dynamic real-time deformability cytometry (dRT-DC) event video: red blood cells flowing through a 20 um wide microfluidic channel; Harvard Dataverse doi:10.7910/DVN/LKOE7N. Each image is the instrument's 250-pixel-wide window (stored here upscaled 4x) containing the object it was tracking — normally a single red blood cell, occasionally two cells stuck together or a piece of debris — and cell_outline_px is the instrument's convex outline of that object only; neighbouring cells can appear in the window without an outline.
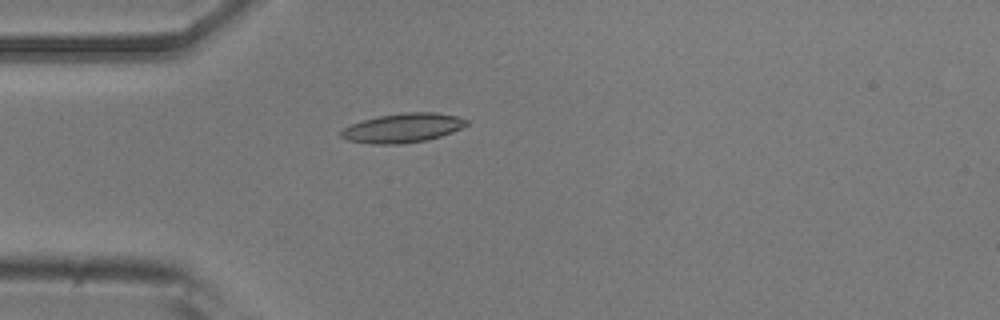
{"species": "common noctule bat (a hibernating species)", "species_latin": "Nyctalus noctula", "temperature_condition": "room temperature", "stored_images_in_passage": 29, "camera_frame_rate_fps": 3000, "um_per_image_px": 0.085, "animal": {"sex": "male", "body_mass_g": 20.5, "forearm_length_mm": 52.5}, "frame": {"image": 1, "passage_image": 1, "time_ms": 0.0, "image_size_px": [1000, 320], "cell_outline_px": [[468, 124], [452, 132], [428, 140], [400, 144], [372, 144], [344, 140], [340, 136], [340, 132], [344, 128], [360, 120], [380, 116], [404, 112], [432, 112], [456, 116], [468, 120]], "centroid_in_image_um": [34.2, 10.88], "position_along_channel_um": 50.8, "area_um2": 21.39}}
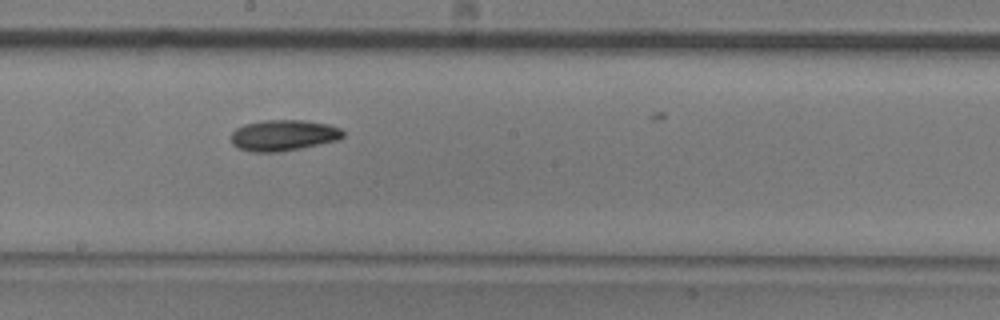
{"frame": {"image": 2, "passage_image": 15, "time_ms": 4.667, "image_size_px": [1000, 320], "cell_outline_px": [[344, 136], [340, 140], [280, 152], [252, 152], [236, 148], [232, 144], [232, 132], [236, 128], [244, 124], [264, 120], [304, 120], [328, 124], [340, 128], [344, 132]], "centroid_in_image_um": [24.09, 11.5], "position_along_channel_um": 224.1, "area_um2": 20.4}}
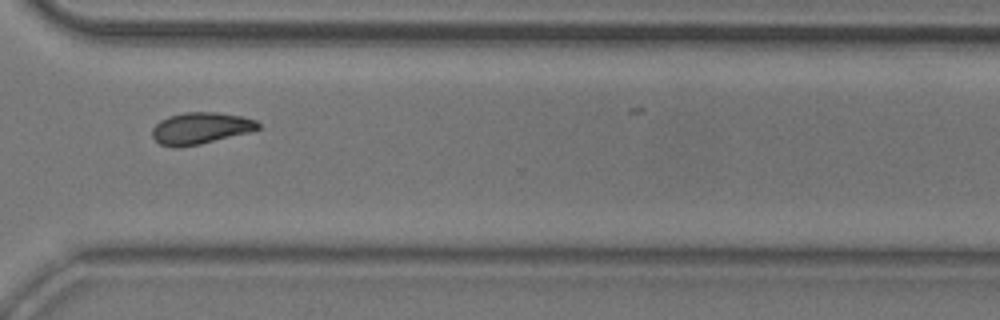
{"frame": {"image": 3, "passage_image": 25, "time_ms": 8.0, "image_size_px": [1000, 320], "cell_outline_px": [[260, 128], [252, 132], [200, 144], [180, 148], [176, 148], [160, 144], [152, 136], [152, 128], [160, 120], [168, 116], [184, 112], [216, 112], [240, 116], [256, 120], [260, 124]], "centroid_in_image_um": [17.05, 10.9], "position_along_channel_um": 353.6, "area_um2": 19.71}}